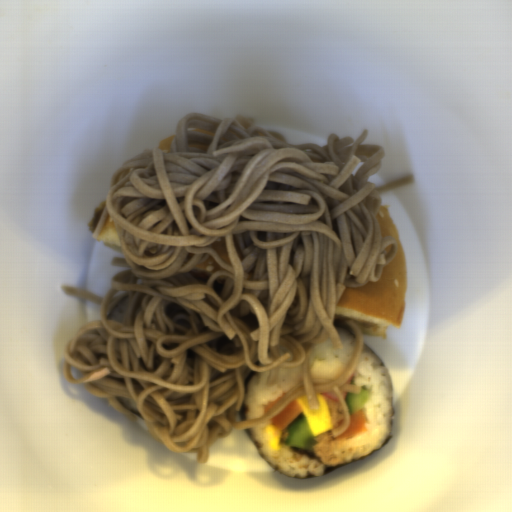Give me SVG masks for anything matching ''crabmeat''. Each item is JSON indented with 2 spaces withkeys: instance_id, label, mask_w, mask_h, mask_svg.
<instances>
[{
  "instance_id": "obj_1",
  "label": "crabmeat",
  "mask_w": 512,
  "mask_h": 512,
  "mask_svg": "<svg viewBox=\"0 0 512 512\" xmlns=\"http://www.w3.org/2000/svg\"><path fill=\"white\" fill-rule=\"evenodd\" d=\"M321 395H323L324 397L326 398H329V399H333V400H336V401H339V398L338 396L336 395L335 391H331V392H328V393H320Z\"/></svg>"
},
{
  "instance_id": "obj_2",
  "label": "crabmeat",
  "mask_w": 512,
  "mask_h": 512,
  "mask_svg": "<svg viewBox=\"0 0 512 512\" xmlns=\"http://www.w3.org/2000/svg\"><path fill=\"white\" fill-rule=\"evenodd\" d=\"M355 373H356V370H355V368H354V369L352 370V372H351L350 376L348 377L347 381H346L344 384H350V385H351V382H352V380H353V377H354Z\"/></svg>"
},
{
  "instance_id": "obj_3",
  "label": "crabmeat",
  "mask_w": 512,
  "mask_h": 512,
  "mask_svg": "<svg viewBox=\"0 0 512 512\" xmlns=\"http://www.w3.org/2000/svg\"><path fill=\"white\" fill-rule=\"evenodd\" d=\"M348 394H349V393H344V392H343L344 400L346 399V397H347V395H348Z\"/></svg>"
}]
</instances>
